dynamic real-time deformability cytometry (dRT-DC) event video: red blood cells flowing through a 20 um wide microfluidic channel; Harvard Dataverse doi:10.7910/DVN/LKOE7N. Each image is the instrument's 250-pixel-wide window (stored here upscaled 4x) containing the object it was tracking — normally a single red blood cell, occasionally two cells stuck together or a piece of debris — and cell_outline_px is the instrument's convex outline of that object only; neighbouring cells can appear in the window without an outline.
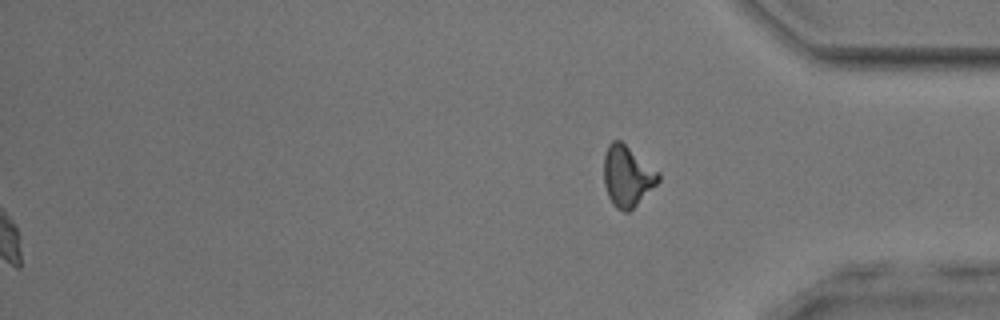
{"species": "common noctule bat (a hibernating species)", "species_latin": "Nyctalus noctula", "temperature_condition": "room temperature", "stored_images_in_passage": 45, "segment_of_instrument_passage": [2, 2], "camera_frame_rate_fps": 3000, "um_per_image_px": 0.085, "animal": {"sex": "male", "body_mass_g": 17.9, "forearm_length_mm": 54.2}, "frame": {"image": 1, "passage_image": 45, "time_ms": 14.667, "image_size_px": [1000, 320], "cell_outline_px": [[660, 180], [628, 212], [624, 212], [616, 208], [612, 204], [608, 196], [604, 184], [604, 152], [608, 144], [612, 140], [620, 140], [660, 172]], "centroid_in_image_um": [53.3, 14.95], "position_along_channel_um": 381.9, "area_um2": 19.25}}